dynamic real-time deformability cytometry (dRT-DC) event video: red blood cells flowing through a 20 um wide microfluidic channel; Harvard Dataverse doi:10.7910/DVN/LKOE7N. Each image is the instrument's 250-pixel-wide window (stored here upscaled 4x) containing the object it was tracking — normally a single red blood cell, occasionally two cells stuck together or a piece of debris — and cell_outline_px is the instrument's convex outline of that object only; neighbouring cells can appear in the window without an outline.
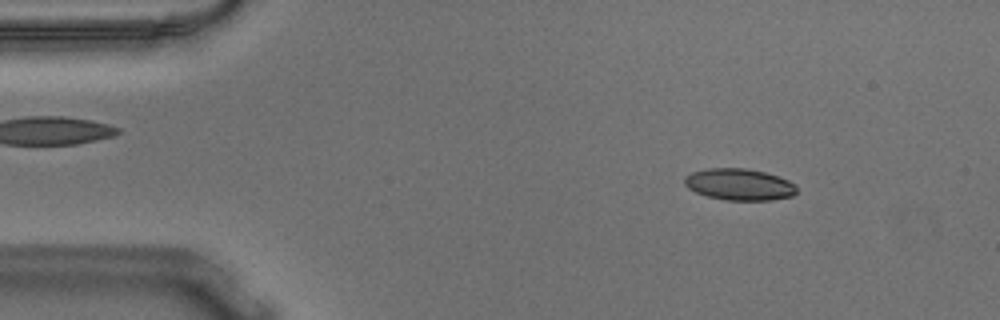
{"species": "Egyptian fruit bat (a non-hibernating species)", "species_latin": "Rousettus aegyptiacus", "temperature_condition": "warm", "stored_images_in_passage": 49, "camera_frame_rate_fps": 3000, "um_per_image_px": 0.085, "animal": {"sex": "male"}, "frame": {"image": 1, "passage_image": 1, "time_ms": 0.0, "image_size_px": [1000, 320], "cell_outline_px": [[796, 192], [792, 196], [772, 200], [724, 200], [708, 196], [696, 192], [688, 188], [684, 184], [684, 176], [692, 172], [708, 168], [744, 168], [764, 172], [788, 180], [796, 184]], "centroid_in_image_um": [62.82, 15.68], "position_along_channel_um": 22.2, "area_um2": 20.63}}
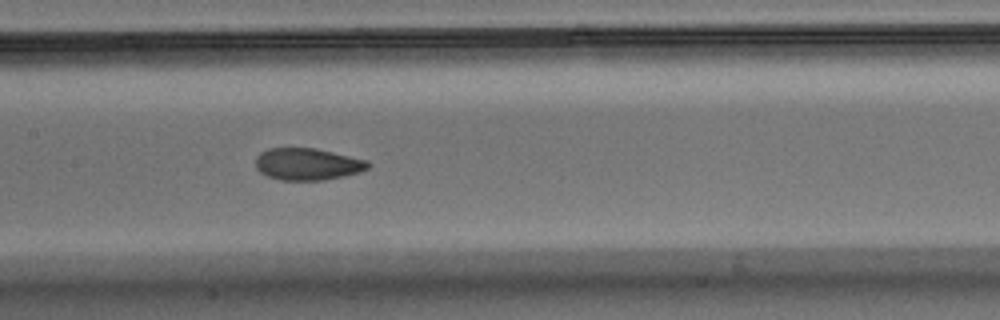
{"frame": {"image": 2, "passage_image": 20, "time_ms": 6.333, "image_size_px": [1000, 320], "cell_outline_px": [[372, 164], [368, 168], [360, 172], [344, 176], [324, 180], [280, 180], [268, 176], [260, 172], [256, 168], [256, 156], [260, 152], [268, 148], [316, 148], [368, 160]], "centroid_in_image_um": [26.15, 13.95], "position_along_channel_um": 181.3, "area_um2": 21.1}}
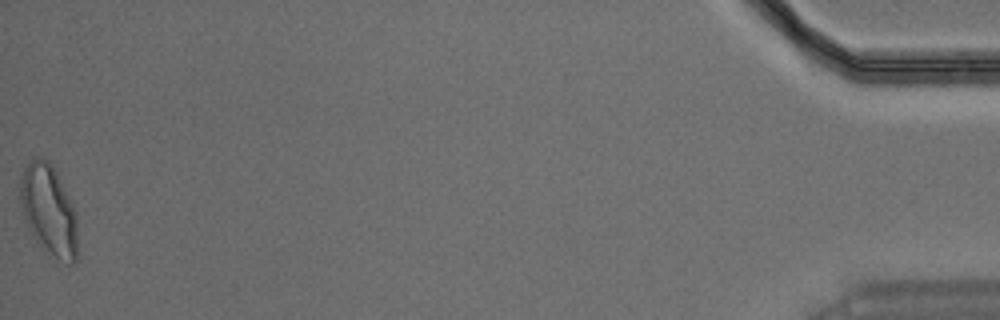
{"frame": {"image": 3, "passage_image": 49, "time_ms": 16.0, "image_size_px": [1000, 320], "cell_outline_px": [[76, 260], [72, 264], [68, 264], [56, 256], [40, 244], [36, 240], [28, 228], [20, 204], [20, 176], [24, 168], [36, 156], [44, 156], [52, 164], [76, 212]], "centroid_in_image_um": [4.12, 17.79], "position_along_channel_um": 431.1, "area_um2": 29.77}, "authors_computed_cell_mechanics": {"area_um2": 21.7328, "velocity_mm_per_s": 3.6246, "shape_relaxation_time_tau1_ms": 5.431, "shape_relaxation_time_tau2_ms": 2.0454, "deformation_change_tau1": 0.1649, "deformation_change_tau2": 0.0764}}